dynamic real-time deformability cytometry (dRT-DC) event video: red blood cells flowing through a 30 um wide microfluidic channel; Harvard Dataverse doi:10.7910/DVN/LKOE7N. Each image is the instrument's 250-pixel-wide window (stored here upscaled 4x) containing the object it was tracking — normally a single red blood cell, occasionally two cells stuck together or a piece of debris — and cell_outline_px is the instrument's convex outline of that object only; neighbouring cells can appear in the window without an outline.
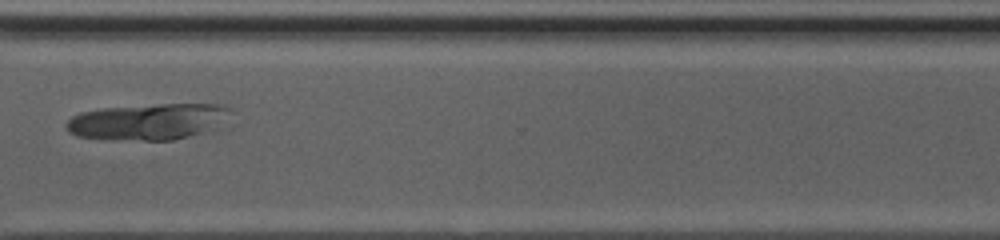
{"species": "common noctule bat (a hibernating species)", "species_latin": "Nyctalus noctula", "temperature_condition": "cold", "stored_images_in_passage": 36, "camera_frame_rate_fps": 3000, "um_per_image_px": 0.085, "animal": {"sex": "female", "body_mass_g": 20.0, "forearm_length_mm": 54.0}, "frame": {"image": 1, "passage_image": 28, "time_ms": 9.0, "image_size_px": [1000, 240], "cell_outline_px": [[232, 108], [216, 128], [188, 136], [172, 140], [144, 140], [76, 136], [68, 132], [64, 124], [72, 116], [80, 112], [104, 108], [160, 104], [216, 104]], "centroid_in_image_um": [12.54, 10.32], "position_along_channel_um": 358.1, "area_um2": 34.04}}
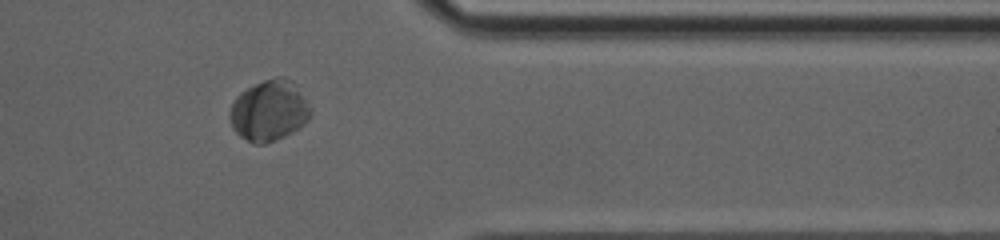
{"frame": {"image": 2, "passage_image": 31, "time_ms": 10.0, "image_size_px": [1000, 240], "cell_outline_px": [[312, 116], [300, 128], [284, 136], [264, 144], [252, 144], [240, 136], [232, 128], [228, 116], [232, 104], [236, 96], [240, 92], [264, 80], [276, 76], [284, 76], [292, 80], [312, 112]], "centroid_in_image_um": [22.85, 9.42], "position_along_channel_um": 388.5, "area_um2": 28.61}}